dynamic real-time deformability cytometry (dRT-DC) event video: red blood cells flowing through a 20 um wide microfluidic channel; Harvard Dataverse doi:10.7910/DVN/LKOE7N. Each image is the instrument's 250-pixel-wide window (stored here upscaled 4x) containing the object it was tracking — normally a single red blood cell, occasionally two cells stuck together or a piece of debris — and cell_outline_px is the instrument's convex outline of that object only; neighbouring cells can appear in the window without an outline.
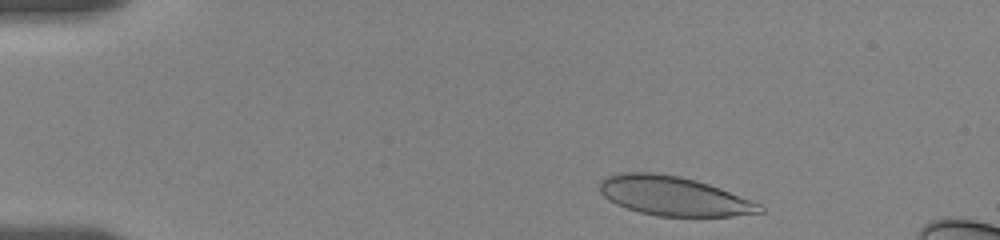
{"species": "human", "species_latin": "Homo sapiens", "temperature_condition": "room temperature", "stored_images_in_passage": 37, "camera_frame_rate_fps": 3000, "um_per_image_px": 0.085, "donor": {"sex": "female"}, "frame": {"image": 1, "passage_image": 2, "time_ms": 0.333, "image_size_px": [1000, 240], "cell_outline_px": [[764, 212], [732, 216], [656, 216], [640, 212], [616, 204], [608, 200], [600, 192], [596, 184], [604, 176], [616, 172], [652, 172], [680, 176], [696, 180], [720, 188], [752, 200], [760, 204], [764, 208]], "centroid_in_image_um": [57.2, 16.64], "position_along_channel_um": 27.8, "area_um2": 36.93}}
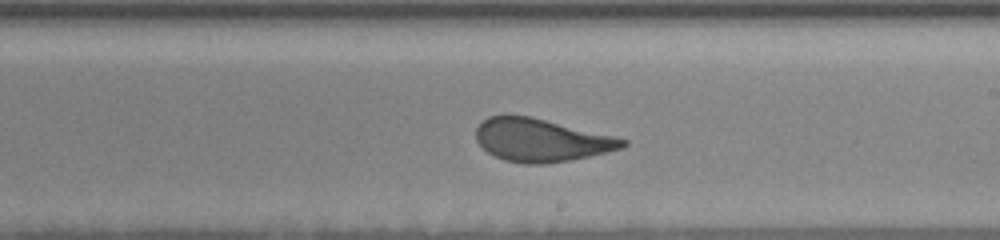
{"frame": {"image": 2, "passage_image": 23, "time_ms": 7.333, "image_size_px": [1000, 240], "cell_outline_px": [[628, 144], [620, 148], [588, 156], [568, 160], [544, 164], [524, 164], [504, 160], [488, 152], [476, 140], [476, 128], [488, 116], [504, 112], [508, 112], [528, 116], [616, 136], [628, 140]], "centroid_in_image_um": [45.95, 11.88], "position_along_channel_um": 243.1, "area_um2": 36.76}}
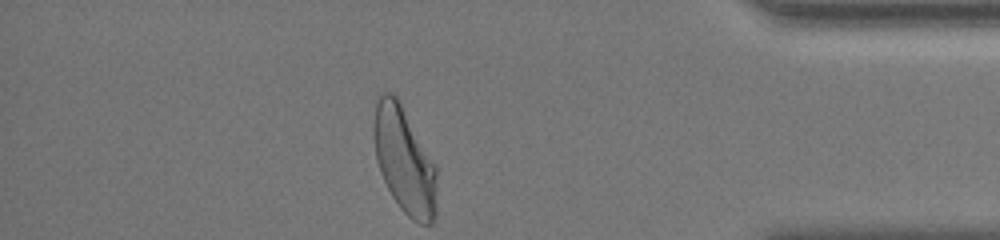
{"frame": {"image": 3, "passage_image": 37, "time_ms": 12.0, "image_size_px": [1000, 240], "cell_outline_px": [[436, 216], [432, 224], [420, 224], [412, 220], [400, 208], [392, 196], [380, 172], [376, 160], [372, 136], [372, 124], [376, 100], [380, 92], [392, 92], [396, 96], [436, 168]], "centroid_in_image_um": [34.32, 13.64], "position_along_channel_um": 400.9, "area_um2": 39.02}, "authors_computed_cell_mechanics": {"area_um2": 37.4544, "velocity_mm_per_s": 3.55, "shape_relaxation_time_tau1_ms": 3.6764, "shape_relaxation_time_tau2_ms": 0.74, "deformation_change_tau1": 0.1696, "deformation_change_tau2": 0.082}}